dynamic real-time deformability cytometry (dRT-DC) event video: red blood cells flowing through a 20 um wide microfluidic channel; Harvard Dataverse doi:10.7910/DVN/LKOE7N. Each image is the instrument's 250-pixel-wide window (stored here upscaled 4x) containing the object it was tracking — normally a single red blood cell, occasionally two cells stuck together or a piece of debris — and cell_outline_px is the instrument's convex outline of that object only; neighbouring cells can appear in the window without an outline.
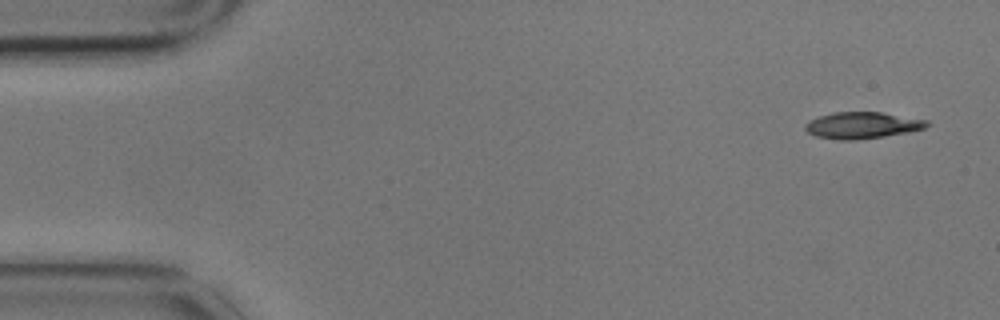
{"species": "common noctule bat (a hibernating species)", "species_latin": "Nyctalus noctula", "temperature_condition": "cold", "stored_images_in_passage": 4, "camera_frame_rate_fps": 3000, "um_per_image_px": 0.085, "animal": {"sex": "male", "body_mass_g": 17.9}, "frame": {"image": 1, "passage_image": 1, "time_ms": 0.0, "image_size_px": [1000, 320], "cell_outline_px": [[928, 124], [924, 128], [908, 132], [884, 136], [856, 140], [840, 140], [816, 136], [808, 132], [804, 128], [804, 124], [808, 120], [832, 112], [880, 112], [928, 120]], "centroid_in_image_um": [73.25, 10.65], "position_along_channel_um": 11.8, "area_um2": 18.73}}